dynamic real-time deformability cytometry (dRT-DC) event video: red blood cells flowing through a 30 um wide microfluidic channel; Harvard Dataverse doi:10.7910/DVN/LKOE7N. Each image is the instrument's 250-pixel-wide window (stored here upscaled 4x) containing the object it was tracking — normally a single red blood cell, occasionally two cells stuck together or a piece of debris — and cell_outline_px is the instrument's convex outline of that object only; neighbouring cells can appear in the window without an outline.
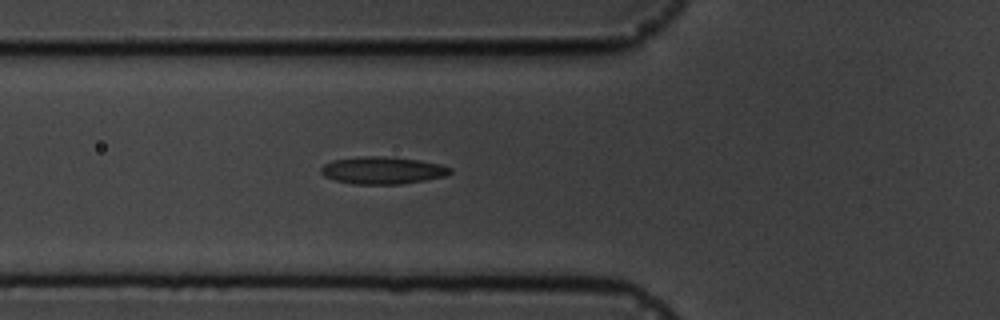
{"species": "common noctule bat (a hibernating species)", "species_latin": "Nyctalus noctula", "temperature_condition": "cold", "stored_images_in_passage": 6, "camera_frame_rate_fps": 3000, "um_per_image_px": 0.085, "animal": {"sex": "male", "body_mass_g": 19.5, "forearm_length_mm": 54.6}, "frame": {"image": 1, "passage_image": 6, "time_ms": 6.667, "image_size_px": [1000, 320], "cell_outline_px": [[452, 172], [444, 176], [424, 180], [400, 184], [352, 184], [336, 180], [324, 176], [320, 172], [320, 168], [324, 164], [332, 160], [360, 156], [392, 156], [420, 160], [440, 164], [452, 168]], "centroid_in_image_um": [32.5, 14.46], "position_along_channel_um": 93.3, "area_um2": 20.69}}